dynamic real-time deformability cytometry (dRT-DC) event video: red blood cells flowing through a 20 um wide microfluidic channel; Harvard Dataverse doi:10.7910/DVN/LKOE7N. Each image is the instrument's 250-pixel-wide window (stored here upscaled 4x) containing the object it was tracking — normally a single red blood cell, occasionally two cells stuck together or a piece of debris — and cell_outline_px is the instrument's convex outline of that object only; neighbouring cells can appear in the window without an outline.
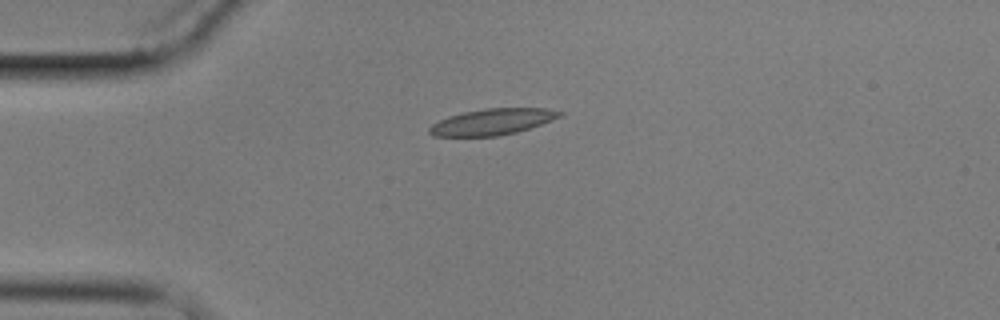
{"species": "common noctule bat (a hibernating species)", "species_latin": "Nyctalus noctula", "temperature_condition": "cold", "stored_images_in_passage": 4, "camera_frame_rate_fps": 3000, "um_per_image_px": 0.085, "animal": {"sex": "male", "body_mass_g": 17.9}, "frame": {"image": 1, "passage_image": 3, "time_ms": 3.667, "image_size_px": [1000, 320], "cell_outline_px": [[564, 116], [516, 132], [496, 136], [432, 136], [428, 132], [428, 128], [432, 124], [448, 116], [464, 112], [484, 108], [544, 108], [564, 112]], "centroid_in_image_um": [41.84, 10.35], "position_along_channel_um": 43.2, "area_um2": 19.83}}